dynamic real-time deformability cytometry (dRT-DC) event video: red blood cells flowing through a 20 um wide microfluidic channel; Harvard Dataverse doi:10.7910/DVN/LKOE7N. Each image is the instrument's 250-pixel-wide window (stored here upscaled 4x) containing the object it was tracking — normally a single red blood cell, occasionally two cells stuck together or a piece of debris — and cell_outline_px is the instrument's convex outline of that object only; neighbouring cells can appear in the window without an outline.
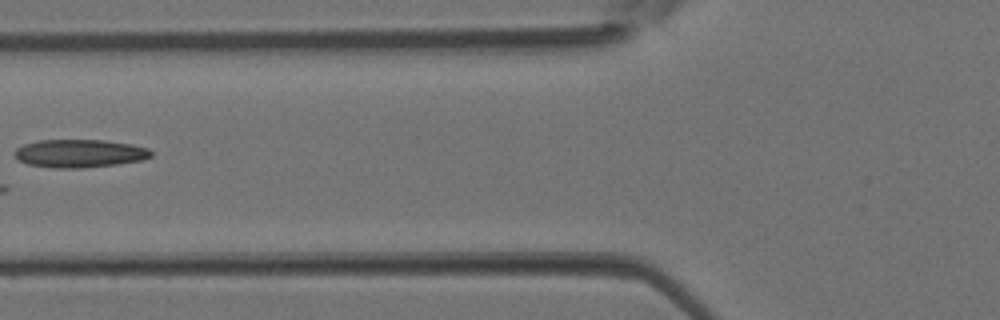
{"species": "Egyptian fruit bat (a non-hibernating species)", "species_latin": "Rousettus aegyptiacus", "temperature_condition": "room temperature", "stored_images_in_passage": 5, "camera_frame_rate_fps": 3000, "um_per_image_px": 0.085, "animal": {"sex": "female"}, "frame": {"image": 1, "passage_image": 5, "time_ms": 1.333, "image_size_px": [1000, 320], "cell_outline_px": [[152, 156], [140, 160], [116, 164], [80, 168], [56, 168], [28, 164], [20, 160], [12, 152], [16, 148], [24, 144], [40, 140], [104, 140], [132, 144], [148, 148], [152, 152]], "centroid_in_image_um": [6.76, 13.03], "position_along_channel_um": 119.0, "area_um2": 22.2}}